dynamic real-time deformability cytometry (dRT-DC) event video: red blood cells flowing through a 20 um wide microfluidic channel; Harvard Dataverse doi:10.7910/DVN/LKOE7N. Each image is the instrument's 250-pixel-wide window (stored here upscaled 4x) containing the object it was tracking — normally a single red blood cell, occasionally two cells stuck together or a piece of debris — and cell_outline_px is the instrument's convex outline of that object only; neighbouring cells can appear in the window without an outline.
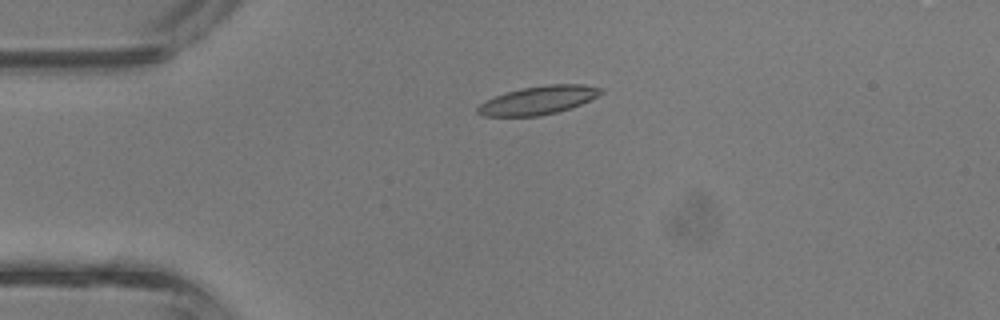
{"species": "common noctule bat (a hibernating species)", "species_latin": "Nyctalus noctula", "temperature_condition": "room temperature", "stored_images_in_passage": 2, "camera_frame_rate_fps": 3000, "um_per_image_px": 0.085, "animal": {"sex": "male", "body_mass_g": 13.3}, "frame": {"image": 1, "passage_image": 1, "time_ms": 0.0, "image_size_px": [1000, 320], "cell_outline_px": [[604, 92], [572, 108], [540, 116], [484, 116], [476, 112], [476, 108], [480, 104], [496, 96], [520, 88], [548, 84], [584, 84], [604, 88]], "centroid_in_image_um": [45.78, 8.51], "position_along_channel_um": 39.2, "area_um2": 20.29}}
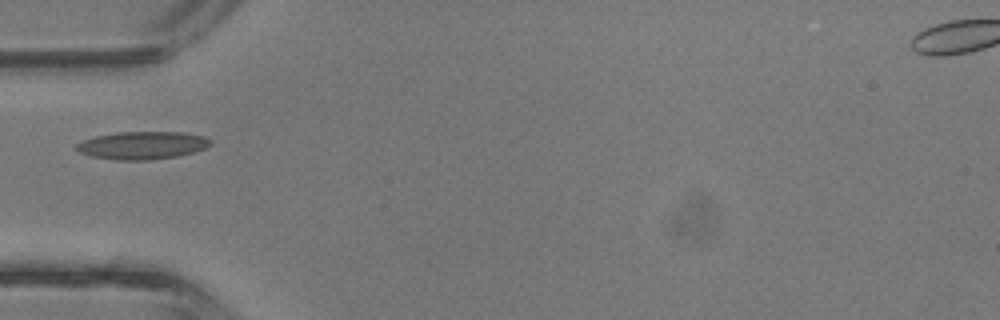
{"frame": {"image": 2, "passage_image": 2, "time_ms": 0.333, "image_size_px": [1000, 320], "cell_outline_px": [[212, 144], [204, 148], [192, 152], [176, 156], [148, 160], [116, 160], [92, 156], [80, 152], [76, 148], [76, 144], [84, 140], [96, 136], [116, 132], [184, 132], [204, 136], [212, 140]], "centroid_in_image_um": [12.11, 12.34], "position_along_channel_um": 72.9, "area_um2": 21.56}}